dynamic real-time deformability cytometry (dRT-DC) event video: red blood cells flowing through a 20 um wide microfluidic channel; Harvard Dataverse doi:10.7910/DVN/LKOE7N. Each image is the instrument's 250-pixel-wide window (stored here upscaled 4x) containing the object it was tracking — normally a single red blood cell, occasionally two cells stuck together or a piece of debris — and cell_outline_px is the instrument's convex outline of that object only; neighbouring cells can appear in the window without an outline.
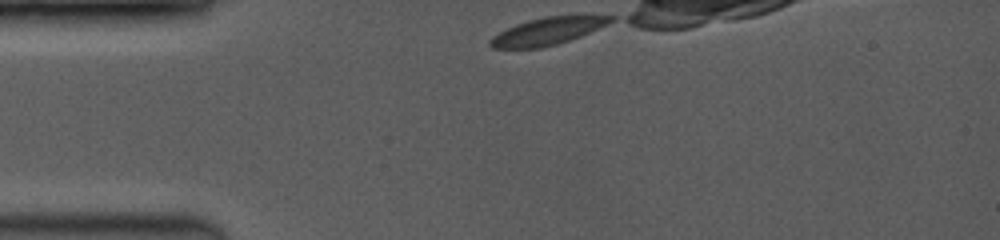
{"species": "common noctule bat (a hibernating species)", "species_latin": "Nyctalus noctula", "temperature_condition": "room temperature", "stored_images_in_passage": 37, "camera_frame_rate_fps": 3500, "um_per_image_px": 0.085, "animal": {"sex": "female", "body_mass_g": 19.0, "forearm_length_mm": 53.3}, "frame": {"image": 1, "passage_image": 1, "time_ms": 0.0, "image_size_px": [1000, 240], "cell_outline_px": [[616, 16], [612, 20], [580, 36], [556, 44], [540, 48], [492, 48], [488, 44], [488, 40], [492, 36], [516, 24], [528, 20], [544, 16], [580, 12]], "centroid_in_image_um": [46.58, 2.59], "position_along_channel_um": 38.4, "area_um2": 19.65}}
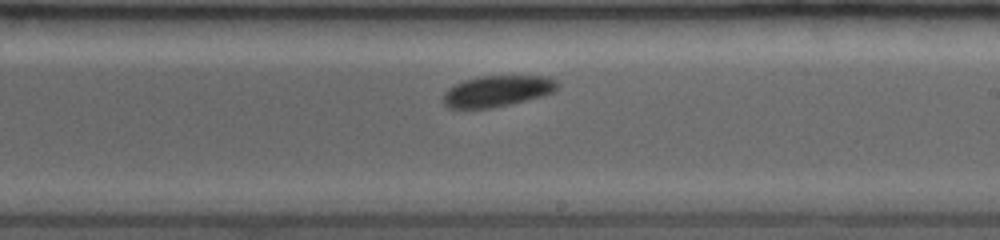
{"frame": {"image": 2, "passage_image": 21, "time_ms": 6.0, "image_size_px": [1000, 240], "cell_outline_px": [[560, 84], [552, 92], [544, 96], [492, 108], [448, 108], [444, 104], [444, 92], [448, 88], [464, 80], [476, 76], [548, 76], [556, 80]], "centroid_in_image_um": [42.28, 7.73], "position_along_channel_um": 246.7, "area_um2": 20.75}}
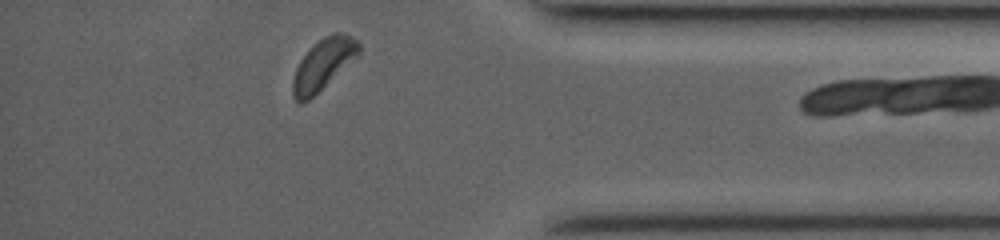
{"frame": {"image": 3, "passage_image": 36, "time_ms": 10.286, "image_size_px": [1000, 240], "cell_outline_px": [[360, 56], [308, 100], [300, 104], [292, 96], [292, 80], [296, 68], [300, 60], [324, 36], [332, 32], [344, 32], [352, 36], [360, 44]], "centroid_in_image_um": [27.52, 5.46], "position_along_channel_um": 407.7, "area_um2": 19.65}}